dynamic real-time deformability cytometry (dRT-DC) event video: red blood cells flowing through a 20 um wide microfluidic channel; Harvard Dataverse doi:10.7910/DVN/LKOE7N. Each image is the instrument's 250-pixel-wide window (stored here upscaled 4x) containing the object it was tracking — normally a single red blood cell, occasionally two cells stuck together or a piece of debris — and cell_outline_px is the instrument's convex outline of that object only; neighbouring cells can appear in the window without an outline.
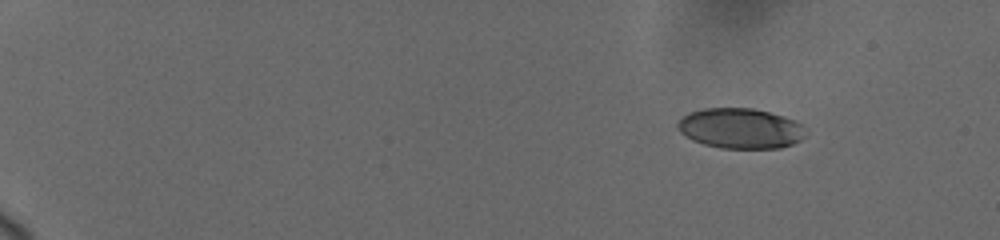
{"species": "human", "species_latin": "Homo sapiens", "temperature_condition": "cold", "stored_images_in_passage": 42, "camera_frame_rate_fps": 3000, "um_per_image_px": 0.085, "donor": {"sex": "female"}, "frame": {"image": 1, "passage_image": 3, "time_ms": 1.0, "image_size_px": [1000, 240], "cell_outline_px": [[804, 136], [800, 140], [792, 144], [780, 148], [720, 148], [704, 144], [692, 140], [684, 136], [676, 128], [676, 124], [688, 112], [704, 108], [752, 108], [784, 116], [796, 120], [800, 124]], "centroid_in_image_um": [62.88, 10.91], "position_along_channel_um": 22.1, "area_um2": 30.0}}
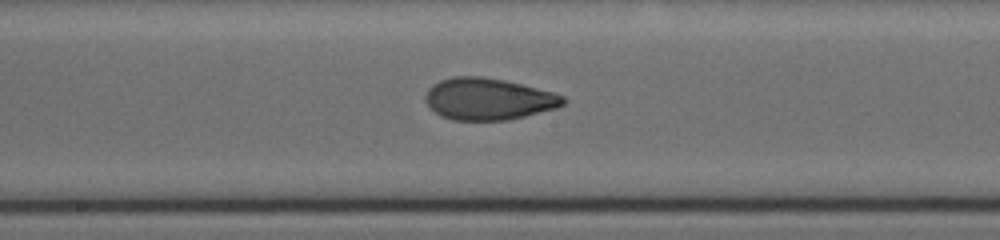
{"frame": {"image": 2, "passage_image": 25, "time_ms": 10.0, "image_size_px": [1000, 240], "cell_outline_px": [[564, 104], [556, 108], [508, 120], [452, 120], [440, 116], [428, 108], [424, 100], [424, 96], [428, 88], [432, 84], [440, 80], [452, 76], [484, 76], [504, 80], [552, 92], [564, 96]], "centroid_in_image_um": [41.43, 8.41], "position_along_channel_um": 206.8, "area_um2": 33.7}}
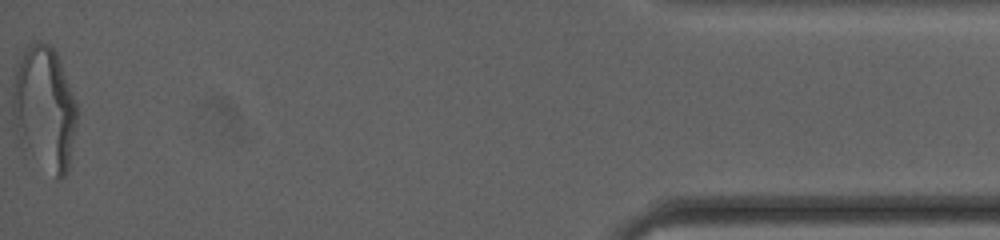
{"frame": {"image": 3, "passage_image": 42, "time_ms": 18.0, "image_size_px": [1000, 240], "cell_outline_px": [[76, 124], [68, 168], [64, 176], [60, 180], [56, 180], [20, 140], [16, 132], [12, 116], [12, 96], [16, 68], [24, 48], [28, 44], [36, 40], [48, 44], [56, 52], [76, 104]], "centroid_in_image_um": [3.76, 9.17], "position_along_channel_um": 431.4, "area_um2": 45.72}, "authors_computed_cell_mechanics": {"area_um2": 32.9749, "velocity_mm_per_s": 3.6995, "shape_relaxation_time_tau1_ms": 6.517, "shape_relaxation_time_tau2_ms": 1.258, "deformation_change_tau1": 0.2069, "deformation_change_tau2": 0.0638}}